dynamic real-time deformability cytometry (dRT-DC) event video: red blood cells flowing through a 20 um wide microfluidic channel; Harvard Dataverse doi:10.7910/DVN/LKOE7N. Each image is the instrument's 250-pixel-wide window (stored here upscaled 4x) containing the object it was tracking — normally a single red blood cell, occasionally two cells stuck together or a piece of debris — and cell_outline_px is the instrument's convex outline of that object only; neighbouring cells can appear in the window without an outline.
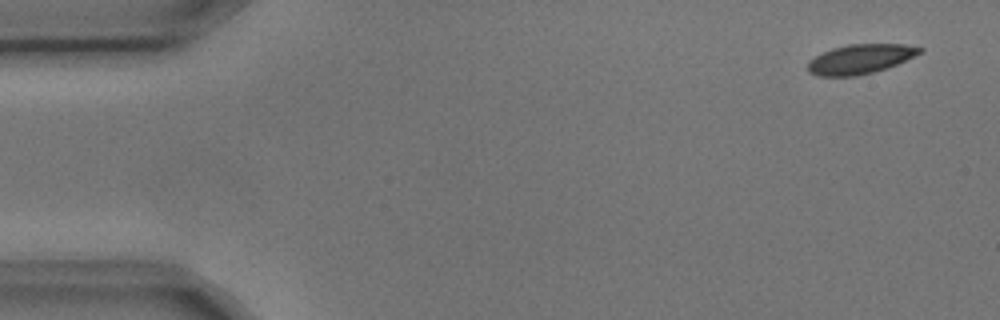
{"species": "common noctule bat (a hibernating species)", "species_latin": "Nyctalus noctula", "temperature_condition": "cold", "stored_images_in_passage": 6, "camera_frame_rate_fps": 3000, "um_per_image_px": 0.085, "animal": {"sex": "male", "body_mass_g": 17.9, "forearm_length_mm": 54.2}, "frame": {"image": 1, "passage_image": 1, "time_ms": 0.0, "image_size_px": [1000, 320], "cell_outline_px": [[924, 52], [896, 64], [872, 72], [856, 76], [816, 76], [808, 72], [808, 60], [832, 48], [848, 44], [904, 44], [924, 48]], "centroid_in_image_um": [73.12, 5.01], "position_along_channel_um": 11.9, "area_um2": 19.19}}
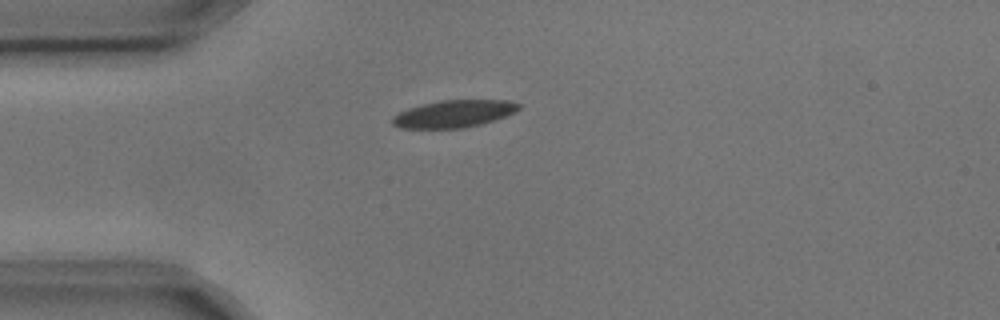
{"frame": {"image": 2, "passage_image": 4, "time_ms": 1.0, "image_size_px": [1000, 320], "cell_outline_px": [[520, 108], [504, 116], [480, 124], [464, 128], [400, 128], [392, 124], [392, 116], [408, 108], [440, 100], [508, 100], [520, 104]], "centroid_in_image_um": [38.54, 9.67], "position_along_channel_um": 46.5, "area_um2": 19.83}}